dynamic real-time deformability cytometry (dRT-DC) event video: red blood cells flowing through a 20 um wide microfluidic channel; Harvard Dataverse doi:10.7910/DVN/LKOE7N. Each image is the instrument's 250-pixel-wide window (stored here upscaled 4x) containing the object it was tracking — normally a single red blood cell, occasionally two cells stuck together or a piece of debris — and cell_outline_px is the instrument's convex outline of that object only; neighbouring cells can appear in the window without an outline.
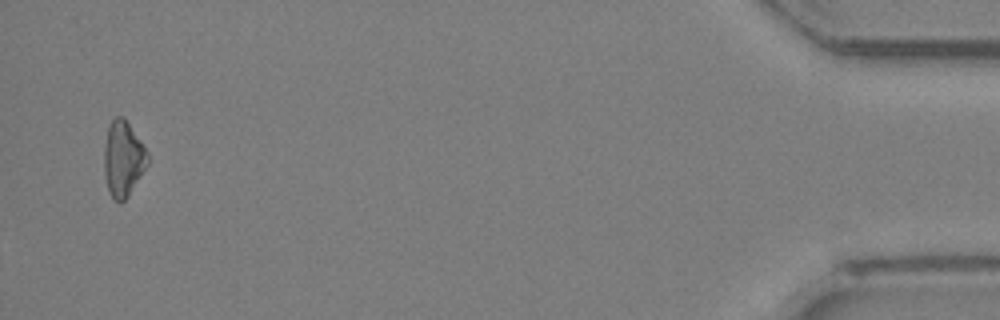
{"species": "Egyptian fruit bat (a non-hibernating species)", "species_latin": "Rousettus aegyptiacus", "temperature_condition": "room temperature", "stored_images_in_passage": 31, "camera_frame_rate_fps": 3000, "um_per_image_px": 0.085, "animal": {"sex": "female"}, "frame": {"image": 1, "passage_image": 31, "time_ms": 10.0, "image_size_px": [1000, 320], "cell_outline_px": [[148, 164], [128, 196], [120, 204], [112, 200], [108, 188], [104, 172], [104, 144], [108, 124], [116, 116], [124, 116], [148, 152]], "centroid_in_image_um": [10.45, 13.49], "position_along_channel_um": 424.7, "area_um2": 19.31}}